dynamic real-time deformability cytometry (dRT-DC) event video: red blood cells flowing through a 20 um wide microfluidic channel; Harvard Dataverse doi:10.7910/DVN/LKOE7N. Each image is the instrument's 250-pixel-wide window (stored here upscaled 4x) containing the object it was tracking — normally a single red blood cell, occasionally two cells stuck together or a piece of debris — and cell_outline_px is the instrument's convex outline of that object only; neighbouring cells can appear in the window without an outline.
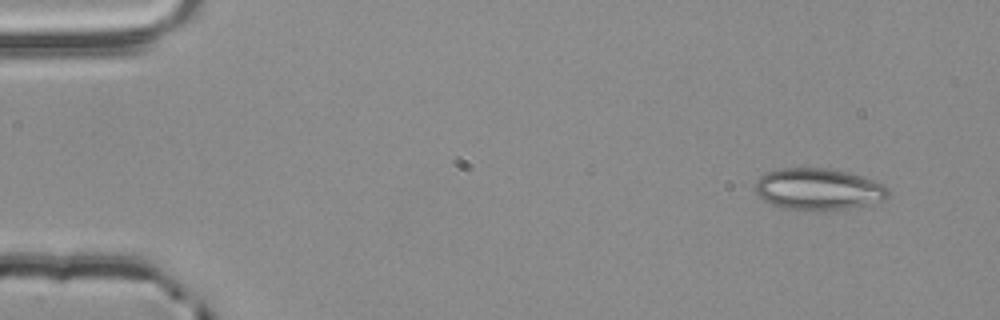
{"species": "common noctule bat (a hibernating species)", "species_latin": "Nyctalus noctula", "temperature_condition": "room temperature", "stored_images_in_passage": 4, "camera_frame_rate_fps": 3000, "um_per_image_px": 0.085, "animal": {"sex": "male", "body_mass_g": 20.4}, "frame": {"image": 1, "passage_image": 1, "time_ms": 0.0, "image_size_px": [1000, 320], "cell_outline_px": [[888, 196], [884, 200], [824, 212], [784, 208], [772, 204], [764, 200], [756, 192], [756, 180], [760, 176], [768, 172], [784, 168], [824, 168], [848, 172], [884, 184], [888, 188]], "centroid_in_image_um": [69.55, 16.09], "position_along_channel_um": 15.5, "area_um2": 32.02}}